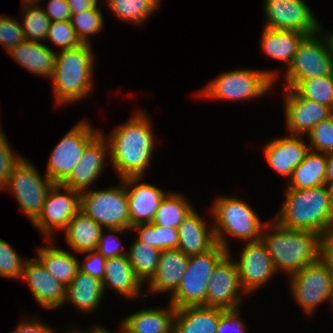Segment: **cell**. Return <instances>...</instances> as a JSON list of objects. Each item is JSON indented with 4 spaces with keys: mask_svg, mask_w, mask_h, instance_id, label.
<instances>
[{
    "mask_svg": "<svg viewBox=\"0 0 333 333\" xmlns=\"http://www.w3.org/2000/svg\"><path fill=\"white\" fill-rule=\"evenodd\" d=\"M147 114L139 108L124 124L116 126L108 136L101 131L109 145L110 160L107 164L113 166L119 179L144 177L152 161L156 135Z\"/></svg>",
    "mask_w": 333,
    "mask_h": 333,
    "instance_id": "cell-1",
    "label": "cell"
},
{
    "mask_svg": "<svg viewBox=\"0 0 333 333\" xmlns=\"http://www.w3.org/2000/svg\"><path fill=\"white\" fill-rule=\"evenodd\" d=\"M267 222L263 226L261 239L277 273L284 272L289 277L320 258L319 234L282 227L273 218Z\"/></svg>",
    "mask_w": 333,
    "mask_h": 333,
    "instance_id": "cell-2",
    "label": "cell"
},
{
    "mask_svg": "<svg viewBox=\"0 0 333 333\" xmlns=\"http://www.w3.org/2000/svg\"><path fill=\"white\" fill-rule=\"evenodd\" d=\"M93 45L81 44L72 49L56 51L55 66L51 76L56 104L81 102L93 93L95 56ZM81 100V101H80Z\"/></svg>",
    "mask_w": 333,
    "mask_h": 333,
    "instance_id": "cell-3",
    "label": "cell"
},
{
    "mask_svg": "<svg viewBox=\"0 0 333 333\" xmlns=\"http://www.w3.org/2000/svg\"><path fill=\"white\" fill-rule=\"evenodd\" d=\"M275 219L282 227L323 235L333 225V203L326 184L309 189L286 187Z\"/></svg>",
    "mask_w": 333,
    "mask_h": 333,
    "instance_id": "cell-4",
    "label": "cell"
},
{
    "mask_svg": "<svg viewBox=\"0 0 333 333\" xmlns=\"http://www.w3.org/2000/svg\"><path fill=\"white\" fill-rule=\"evenodd\" d=\"M279 71L244 68L223 72L197 92L207 100L244 102L258 99L274 89Z\"/></svg>",
    "mask_w": 333,
    "mask_h": 333,
    "instance_id": "cell-5",
    "label": "cell"
},
{
    "mask_svg": "<svg viewBox=\"0 0 333 333\" xmlns=\"http://www.w3.org/2000/svg\"><path fill=\"white\" fill-rule=\"evenodd\" d=\"M213 228L217 243L230 251L228 236L241 242L261 239L265 224L251 205L237 196H219L211 206ZM227 237V238H226Z\"/></svg>",
    "mask_w": 333,
    "mask_h": 333,
    "instance_id": "cell-6",
    "label": "cell"
},
{
    "mask_svg": "<svg viewBox=\"0 0 333 333\" xmlns=\"http://www.w3.org/2000/svg\"><path fill=\"white\" fill-rule=\"evenodd\" d=\"M228 253L219 243L205 253L189 256L186 272L176 292L169 298L175 308L205 306L210 276L218 262Z\"/></svg>",
    "mask_w": 333,
    "mask_h": 333,
    "instance_id": "cell-7",
    "label": "cell"
},
{
    "mask_svg": "<svg viewBox=\"0 0 333 333\" xmlns=\"http://www.w3.org/2000/svg\"><path fill=\"white\" fill-rule=\"evenodd\" d=\"M30 160L23 157L14 167L6 187L3 189L15 196L18 209L32 224L40 215L49 189L54 183L44 173H39Z\"/></svg>",
    "mask_w": 333,
    "mask_h": 333,
    "instance_id": "cell-8",
    "label": "cell"
},
{
    "mask_svg": "<svg viewBox=\"0 0 333 333\" xmlns=\"http://www.w3.org/2000/svg\"><path fill=\"white\" fill-rule=\"evenodd\" d=\"M289 290L297 305L312 316L327 301L333 306V270L319 258L289 277Z\"/></svg>",
    "mask_w": 333,
    "mask_h": 333,
    "instance_id": "cell-9",
    "label": "cell"
},
{
    "mask_svg": "<svg viewBox=\"0 0 333 333\" xmlns=\"http://www.w3.org/2000/svg\"><path fill=\"white\" fill-rule=\"evenodd\" d=\"M86 215L105 228L130 230V217L124 178L112 187L81 192V207Z\"/></svg>",
    "mask_w": 333,
    "mask_h": 333,
    "instance_id": "cell-10",
    "label": "cell"
},
{
    "mask_svg": "<svg viewBox=\"0 0 333 333\" xmlns=\"http://www.w3.org/2000/svg\"><path fill=\"white\" fill-rule=\"evenodd\" d=\"M101 132L89 120H80L52 149L45 174L54 184H62L81 159L86 146Z\"/></svg>",
    "mask_w": 333,
    "mask_h": 333,
    "instance_id": "cell-11",
    "label": "cell"
},
{
    "mask_svg": "<svg viewBox=\"0 0 333 333\" xmlns=\"http://www.w3.org/2000/svg\"><path fill=\"white\" fill-rule=\"evenodd\" d=\"M333 74V62L318 31L299 43L292 64L285 70L283 88L292 89L300 80Z\"/></svg>",
    "mask_w": 333,
    "mask_h": 333,
    "instance_id": "cell-12",
    "label": "cell"
},
{
    "mask_svg": "<svg viewBox=\"0 0 333 333\" xmlns=\"http://www.w3.org/2000/svg\"><path fill=\"white\" fill-rule=\"evenodd\" d=\"M80 207L81 192L62 184H54L32 226L42 234L44 240L55 239L56 233L66 228Z\"/></svg>",
    "mask_w": 333,
    "mask_h": 333,
    "instance_id": "cell-13",
    "label": "cell"
},
{
    "mask_svg": "<svg viewBox=\"0 0 333 333\" xmlns=\"http://www.w3.org/2000/svg\"><path fill=\"white\" fill-rule=\"evenodd\" d=\"M264 28L295 30L306 35L319 31L320 22L305 0H263Z\"/></svg>",
    "mask_w": 333,
    "mask_h": 333,
    "instance_id": "cell-14",
    "label": "cell"
},
{
    "mask_svg": "<svg viewBox=\"0 0 333 333\" xmlns=\"http://www.w3.org/2000/svg\"><path fill=\"white\" fill-rule=\"evenodd\" d=\"M246 295L239 281L238 268L232 253H228L218 262L209 279L206 294V307L222 309L240 308Z\"/></svg>",
    "mask_w": 333,
    "mask_h": 333,
    "instance_id": "cell-15",
    "label": "cell"
},
{
    "mask_svg": "<svg viewBox=\"0 0 333 333\" xmlns=\"http://www.w3.org/2000/svg\"><path fill=\"white\" fill-rule=\"evenodd\" d=\"M244 245L239 260L234 261L242 289L246 294H253L267 285L277 272L262 239L244 242Z\"/></svg>",
    "mask_w": 333,
    "mask_h": 333,
    "instance_id": "cell-16",
    "label": "cell"
},
{
    "mask_svg": "<svg viewBox=\"0 0 333 333\" xmlns=\"http://www.w3.org/2000/svg\"><path fill=\"white\" fill-rule=\"evenodd\" d=\"M107 160H110L109 145L100 132L86 146L81 159L62 185L79 192L91 189L103 174Z\"/></svg>",
    "mask_w": 333,
    "mask_h": 333,
    "instance_id": "cell-17",
    "label": "cell"
},
{
    "mask_svg": "<svg viewBox=\"0 0 333 333\" xmlns=\"http://www.w3.org/2000/svg\"><path fill=\"white\" fill-rule=\"evenodd\" d=\"M284 90L283 115L289 135L307 136L316 124L331 116L328 106L300 97L293 89Z\"/></svg>",
    "mask_w": 333,
    "mask_h": 333,
    "instance_id": "cell-18",
    "label": "cell"
},
{
    "mask_svg": "<svg viewBox=\"0 0 333 333\" xmlns=\"http://www.w3.org/2000/svg\"><path fill=\"white\" fill-rule=\"evenodd\" d=\"M21 279L26 280L39 307L54 310L64 306L66 287L36 257L26 260Z\"/></svg>",
    "mask_w": 333,
    "mask_h": 333,
    "instance_id": "cell-19",
    "label": "cell"
},
{
    "mask_svg": "<svg viewBox=\"0 0 333 333\" xmlns=\"http://www.w3.org/2000/svg\"><path fill=\"white\" fill-rule=\"evenodd\" d=\"M143 177H126L128 213L131 227L141 223H151L159 208L160 202L167 194L160 187L141 182Z\"/></svg>",
    "mask_w": 333,
    "mask_h": 333,
    "instance_id": "cell-20",
    "label": "cell"
},
{
    "mask_svg": "<svg viewBox=\"0 0 333 333\" xmlns=\"http://www.w3.org/2000/svg\"><path fill=\"white\" fill-rule=\"evenodd\" d=\"M308 151V143L298 135L277 137L263 147L265 160L272 170L286 178V182Z\"/></svg>",
    "mask_w": 333,
    "mask_h": 333,
    "instance_id": "cell-21",
    "label": "cell"
},
{
    "mask_svg": "<svg viewBox=\"0 0 333 333\" xmlns=\"http://www.w3.org/2000/svg\"><path fill=\"white\" fill-rule=\"evenodd\" d=\"M142 282L136 277L133 268L126 256L107 258L105 274L102 279L104 293L107 289L115 290L120 297L131 299H145L148 294L144 293Z\"/></svg>",
    "mask_w": 333,
    "mask_h": 333,
    "instance_id": "cell-22",
    "label": "cell"
},
{
    "mask_svg": "<svg viewBox=\"0 0 333 333\" xmlns=\"http://www.w3.org/2000/svg\"><path fill=\"white\" fill-rule=\"evenodd\" d=\"M189 256L177 249L161 251L155 275L147 283L149 292L169 293L170 297L178 289L186 272Z\"/></svg>",
    "mask_w": 333,
    "mask_h": 333,
    "instance_id": "cell-23",
    "label": "cell"
},
{
    "mask_svg": "<svg viewBox=\"0 0 333 333\" xmlns=\"http://www.w3.org/2000/svg\"><path fill=\"white\" fill-rule=\"evenodd\" d=\"M209 226L194 208L178 227V249L187 256L205 253L212 249L217 241L213 224L210 223Z\"/></svg>",
    "mask_w": 333,
    "mask_h": 333,
    "instance_id": "cell-24",
    "label": "cell"
},
{
    "mask_svg": "<svg viewBox=\"0 0 333 333\" xmlns=\"http://www.w3.org/2000/svg\"><path fill=\"white\" fill-rule=\"evenodd\" d=\"M8 55L29 73L50 80L55 66L56 52L44 43L25 40Z\"/></svg>",
    "mask_w": 333,
    "mask_h": 333,
    "instance_id": "cell-25",
    "label": "cell"
},
{
    "mask_svg": "<svg viewBox=\"0 0 333 333\" xmlns=\"http://www.w3.org/2000/svg\"><path fill=\"white\" fill-rule=\"evenodd\" d=\"M225 309L187 306L175 310L173 333H217L220 316Z\"/></svg>",
    "mask_w": 333,
    "mask_h": 333,
    "instance_id": "cell-26",
    "label": "cell"
},
{
    "mask_svg": "<svg viewBox=\"0 0 333 333\" xmlns=\"http://www.w3.org/2000/svg\"><path fill=\"white\" fill-rule=\"evenodd\" d=\"M45 242L49 245H40L36 258L47 272L67 287L79 271V259L73 252L55 246L54 239L45 240Z\"/></svg>",
    "mask_w": 333,
    "mask_h": 333,
    "instance_id": "cell-27",
    "label": "cell"
},
{
    "mask_svg": "<svg viewBox=\"0 0 333 333\" xmlns=\"http://www.w3.org/2000/svg\"><path fill=\"white\" fill-rule=\"evenodd\" d=\"M168 307L140 309L122 319L125 333H173L175 308Z\"/></svg>",
    "mask_w": 333,
    "mask_h": 333,
    "instance_id": "cell-28",
    "label": "cell"
},
{
    "mask_svg": "<svg viewBox=\"0 0 333 333\" xmlns=\"http://www.w3.org/2000/svg\"><path fill=\"white\" fill-rule=\"evenodd\" d=\"M102 281L80 270L66 287L64 305L72 304L78 311L94 313L104 297Z\"/></svg>",
    "mask_w": 333,
    "mask_h": 333,
    "instance_id": "cell-29",
    "label": "cell"
},
{
    "mask_svg": "<svg viewBox=\"0 0 333 333\" xmlns=\"http://www.w3.org/2000/svg\"><path fill=\"white\" fill-rule=\"evenodd\" d=\"M306 34L295 30H274L263 27L261 34V52L270 59L286 64V69L292 64L299 43Z\"/></svg>",
    "mask_w": 333,
    "mask_h": 333,
    "instance_id": "cell-30",
    "label": "cell"
},
{
    "mask_svg": "<svg viewBox=\"0 0 333 333\" xmlns=\"http://www.w3.org/2000/svg\"><path fill=\"white\" fill-rule=\"evenodd\" d=\"M103 227L79 210L63 230L65 243L76 253L96 250Z\"/></svg>",
    "mask_w": 333,
    "mask_h": 333,
    "instance_id": "cell-31",
    "label": "cell"
},
{
    "mask_svg": "<svg viewBox=\"0 0 333 333\" xmlns=\"http://www.w3.org/2000/svg\"><path fill=\"white\" fill-rule=\"evenodd\" d=\"M326 168V154L309 150L302 162L293 170L287 187L309 189L322 186L325 184Z\"/></svg>",
    "mask_w": 333,
    "mask_h": 333,
    "instance_id": "cell-32",
    "label": "cell"
},
{
    "mask_svg": "<svg viewBox=\"0 0 333 333\" xmlns=\"http://www.w3.org/2000/svg\"><path fill=\"white\" fill-rule=\"evenodd\" d=\"M111 14L122 22L143 25L163 0H102Z\"/></svg>",
    "mask_w": 333,
    "mask_h": 333,
    "instance_id": "cell-33",
    "label": "cell"
},
{
    "mask_svg": "<svg viewBox=\"0 0 333 333\" xmlns=\"http://www.w3.org/2000/svg\"><path fill=\"white\" fill-rule=\"evenodd\" d=\"M160 254V250L139 241L136 237L127 249L128 261L136 277L143 285L148 283L155 275Z\"/></svg>",
    "mask_w": 333,
    "mask_h": 333,
    "instance_id": "cell-34",
    "label": "cell"
},
{
    "mask_svg": "<svg viewBox=\"0 0 333 333\" xmlns=\"http://www.w3.org/2000/svg\"><path fill=\"white\" fill-rule=\"evenodd\" d=\"M195 207L180 192H167L160 202L152 223L162 227L178 228Z\"/></svg>",
    "mask_w": 333,
    "mask_h": 333,
    "instance_id": "cell-35",
    "label": "cell"
},
{
    "mask_svg": "<svg viewBox=\"0 0 333 333\" xmlns=\"http://www.w3.org/2000/svg\"><path fill=\"white\" fill-rule=\"evenodd\" d=\"M131 230L137 232L138 235L135 237L139 241L160 251L178 248V228L162 227L151 222L134 225Z\"/></svg>",
    "mask_w": 333,
    "mask_h": 333,
    "instance_id": "cell-36",
    "label": "cell"
},
{
    "mask_svg": "<svg viewBox=\"0 0 333 333\" xmlns=\"http://www.w3.org/2000/svg\"><path fill=\"white\" fill-rule=\"evenodd\" d=\"M21 25L26 40L33 42H45L50 20L42 4H22Z\"/></svg>",
    "mask_w": 333,
    "mask_h": 333,
    "instance_id": "cell-37",
    "label": "cell"
},
{
    "mask_svg": "<svg viewBox=\"0 0 333 333\" xmlns=\"http://www.w3.org/2000/svg\"><path fill=\"white\" fill-rule=\"evenodd\" d=\"M292 89L300 97L333 108V74L300 80Z\"/></svg>",
    "mask_w": 333,
    "mask_h": 333,
    "instance_id": "cell-38",
    "label": "cell"
},
{
    "mask_svg": "<svg viewBox=\"0 0 333 333\" xmlns=\"http://www.w3.org/2000/svg\"><path fill=\"white\" fill-rule=\"evenodd\" d=\"M102 14L97 5L84 12L71 14L70 23L82 44L91 45L90 37L101 32L105 21Z\"/></svg>",
    "mask_w": 333,
    "mask_h": 333,
    "instance_id": "cell-39",
    "label": "cell"
},
{
    "mask_svg": "<svg viewBox=\"0 0 333 333\" xmlns=\"http://www.w3.org/2000/svg\"><path fill=\"white\" fill-rule=\"evenodd\" d=\"M27 257H20L15 248L0 238V277L20 279Z\"/></svg>",
    "mask_w": 333,
    "mask_h": 333,
    "instance_id": "cell-40",
    "label": "cell"
},
{
    "mask_svg": "<svg viewBox=\"0 0 333 333\" xmlns=\"http://www.w3.org/2000/svg\"><path fill=\"white\" fill-rule=\"evenodd\" d=\"M307 136L309 150L325 154L333 152V117L320 121Z\"/></svg>",
    "mask_w": 333,
    "mask_h": 333,
    "instance_id": "cell-41",
    "label": "cell"
},
{
    "mask_svg": "<svg viewBox=\"0 0 333 333\" xmlns=\"http://www.w3.org/2000/svg\"><path fill=\"white\" fill-rule=\"evenodd\" d=\"M46 40H50L60 50L72 49L82 44L70 21L50 22Z\"/></svg>",
    "mask_w": 333,
    "mask_h": 333,
    "instance_id": "cell-42",
    "label": "cell"
},
{
    "mask_svg": "<svg viewBox=\"0 0 333 333\" xmlns=\"http://www.w3.org/2000/svg\"><path fill=\"white\" fill-rule=\"evenodd\" d=\"M23 157L11 148L5 132L0 126V191L6 187L12 170Z\"/></svg>",
    "mask_w": 333,
    "mask_h": 333,
    "instance_id": "cell-43",
    "label": "cell"
},
{
    "mask_svg": "<svg viewBox=\"0 0 333 333\" xmlns=\"http://www.w3.org/2000/svg\"><path fill=\"white\" fill-rule=\"evenodd\" d=\"M25 35L21 22L18 19L0 15V44L7 53H9L17 45L25 41Z\"/></svg>",
    "mask_w": 333,
    "mask_h": 333,
    "instance_id": "cell-44",
    "label": "cell"
},
{
    "mask_svg": "<svg viewBox=\"0 0 333 333\" xmlns=\"http://www.w3.org/2000/svg\"><path fill=\"white\" fill-rule=\"evenodd\" d=\"M104 231L109 232L105 233ZM127 231L132 232L131 230H124L119 228H105V230L103 228L96 251H98L106 259L118 256H126L127 250L124 251L121 239L118 235H126Z\"/></svg>",
    "mask_w": 333,
    "mask_h": 333,
    "instance_id": "cell-45",
    "label": "cell"
},
{
    "mask_svg": "<svg viewBox=\"0 0 333 333\" xmlns=\"http://www.w3.org/2000/svg\"><path fill=\"white\" fill-rule=\"evenodd\" d=\"M80 254H85L86 256L84 257V261L80 262L79 260V270L102 281L105 274L106 258L96 250Z\"/></svg>",
    "mask_w": 333,
    "mask_h": 333,
    "instance_id": "cell-46",
    "label": "cell"
},
{
    "mask_svg": "<svg viewBox=\"0 0 333 333\" xmlns=\"http://www.w3.org/2000/svg\"><path fill=\"white\" fill-rule=\"evenodd\" d=\"M240 314V308L224 310L218 322L217 333H246L248 330Z\"/></svg>",
    "mask_w": 333,
    "mask_h": 333,
    "instance_id": "cell-47",
    "label": "cell"
},
{
    "mask_svg": "<svg viewBox=\"0 0 333 333\" xmlns=\"http://www.w3.org/2000/svg\"><path fill=\"white\" fill-rule=\"evenodd\" d=\"M44 6L42 8L50 22L70 21L71 12L67 0H49Z\"/></svg>",
    "mask_w": 333,
    "mask_h": 333,
    "instance_id": "cell-48",
    "label": "cell"
},
{
    "mask_svg": "<svg viewBox=\"0 0 333 333\" xmlns=\"http://www.w3.org/2000/svg\"><path fill=\"white\" fill-rule=\"evenodd\" d=\"M38 317H23L11 333H56V330L48 324L42 323Z\"/></svg>",
    "mask_w": 333,
    "mask_h": 333,
    "instance_id": "cell-49",
    "label": "cell"
},
{
    "mask_svg": "<svg viewBox=\"0 0 333 333\" xmlns=\"http://www.w3.org/2000/svg\"><path fill=\"white\" fill-rule=\"evenodd\" d=\"M320 258L333 270V225L321 235Z\"/></svg>",
    "mask_w": 333,
    "mask_h": 333,
    "instance_id": "cell-50",
    "label": "cell"
},
{
    "mask_svg": "<svg viewBox=\"0 0 333 333\" xmlns=\"http://www.w3.org/2000/svg\"><path fill=\"white\" fill-rule=\"evenodd\" d=\"M71 14L84 12L98 5V0H67Z\"/></svg>",
    "mask_w": 333,
    "mask_h": 333,
    "instance_id": "cell-51",
    "label": "cell"
},
{
    "mask_svg": "<svg viewBox=\"0 0 333 333\" xmlns=\"http://www.w3.org/2000/svg\"><path fill=\"white\" fill-rule=\"evenodd\" d=\"M327 31L328 30L324 29L323 26L320 24L319 32L322 34V36L326 42L329 56L333 62V31L332 32H329V31L327 32Z\"/></svg>",
    "mask_w": 333,
    "mask_h": 333,
    "instance_id": "cell-52",
    "label": "cell"
},
{
    "mask_svg": "<svg viewBox=\"0 0 333 333\" xmlns=\"http://www.w3.org/2000/svg\"><path fill=\"white\" fill-rule=\"evenodd\" d=\"M327 168L325 172V184L333 183V152L326 153Z\"/></svg>",
    "mask_w": 333,
    "mask_h": 333,
    "instance_id": "cell-53",
    "label": "cell"
},
{
    "mask_svg": "<svg viewBox=\"0 0 333 333\" xmlns=\"http://www.w3.org/2000/svg\"><path fill=\"white\" fill-rule=\"evenodd\" d=\"M119 328H121L118 333H125L124 330H123V327L119 326ZM77 333H112V331H110L109 329L103 327L101 324H99L98 326V323L97 325H93L92 327H90V329H87L86 331L85 330H82V329H76V328H73Z\"/></svg>",
    "mask_w": 333,
    "mask_h": 333,
    "instance_id": "cell-54",
    "label": "cell"
},
{
    "mask_svg": "<svg viewBox=\"0 0 333 333\" xmlns=\"http://www.w3.org/2000/svg\"><path fill=\"white\" fill-rule=\"evenodd\" d=\"M21 1H22V4H26V3H30V4H41V2H42V0H21Z\"/></svg>",
    "mask_w": 333,
    "mask_h": 333,
    "instance_id": "cell-55",
    "label": "cell"
},
{
    "mask_svg": "<svg viewBox=\"0 0 333 333\" xmlns=\"http://www.w3.org/2000/svg\"><path fill=\"white\" fill-rule=\"evenodd\" d=\"M327 187L329 189V194L331 196V200H332V203H333V183H330Z\"/></svg>",
    "mask_w": 333,
    "mask_h": 333,
    "instance_id": "cell-56",
    "label": "cell"
},
{
    "mask_svg": "<svg viewBox=\"0 0 333 333\" xmlns=\"http://www.w3.org/2000/svg\"><path fill=\"white\" fill-rule=\"evenodd\" d=\"M71 329L69 328V330H68V332L67 333H77L74 329H72L71 331H70Z\"/></svg>",
    "mask_w": 333,
    "mask_h": 333,
    "instance_id": "cell-57",
    "label": "cell"
},
{
    "mask_svg": "<svg viewBox=\"0 0 333 333\" xmlns=\"http://www.w3.org/2000/svg\"><path fill=\"white\" fill-rule=\"evenodd\" d=\"M331 116L333 117V108L331 109Z\"/></svg>",
    "mask_w": 333,
    "mask_h": 333,
    "instance_id": "cell-58",
    "label": "cell"
}]
</instances>
